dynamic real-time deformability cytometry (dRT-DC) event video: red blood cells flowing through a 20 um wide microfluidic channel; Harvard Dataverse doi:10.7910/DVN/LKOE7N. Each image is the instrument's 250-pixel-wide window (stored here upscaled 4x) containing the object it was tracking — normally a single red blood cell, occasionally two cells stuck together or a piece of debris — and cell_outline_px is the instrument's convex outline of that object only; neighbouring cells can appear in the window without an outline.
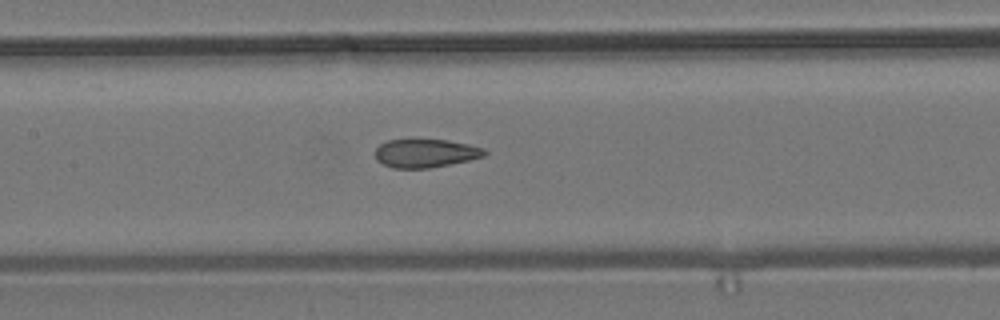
{"species": "common noctule bat (a hibernating species)", "species_latin": "Nyctalus noctula", "temperature_condition": "room temperature", "stored_images_in_passage": 6, "segment_of_instrument_passage": [2, 2], "camera_frame_rate_fps": 3000, "um_per_image_px": 0.085, "animal": {"sex": "male", "body_mass_g": 19.2, "forearm_length_mm": 51.8}, "frame": {"image": 1, "passage_image": 6, "time_ms": 6.667, "image_size_px": [1000, 320], "cell_outline_px": [[488, 152], [484, 156], [468, 160], [428, 168], [392, 168], [376, 160], [376, 148], [380, 144], [388, 140], [448, 140], [468, 144], [484, 148]], "centroid_in_image_um": [36.17, 13.02], "position_along_channel_um": 171.2, "area_um2": 17.92}}